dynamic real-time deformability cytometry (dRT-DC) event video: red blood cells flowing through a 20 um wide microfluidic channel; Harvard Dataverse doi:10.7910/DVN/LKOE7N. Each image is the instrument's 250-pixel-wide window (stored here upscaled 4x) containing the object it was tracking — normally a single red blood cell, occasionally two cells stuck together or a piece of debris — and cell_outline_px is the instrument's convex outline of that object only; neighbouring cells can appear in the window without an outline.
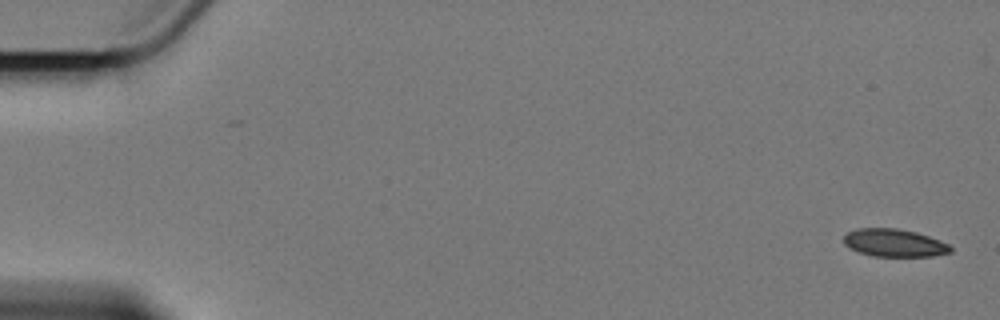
{"species": "Egyptian fruit bat (a non-hibernating species)", "species_latin": "Rousettus aegyptiacus", "temperature_condition": "cold", "stored_images_in_passage": 5, "camera_frame_rate_fps": 3000, "um_per_image_px": 0.085, "animal": {"sex": "female"}, "frame": {"image": 1, "passage_image": 1, "time_ms": 0.0, "image_size_px": [1000, 320], "cell_outline_px": [[952, 252], [932, 256], [872, 256], [860, 252], [844, 244], [844, 236], [848, 232], [856, 228], [896, 228], [916, 232], [940, 240], [948, 244], [952, 248]], "centroid_in_image_um": [76.02, 20.64], "position_along_channel_um": 9.0, "area_um2": 17.17}}
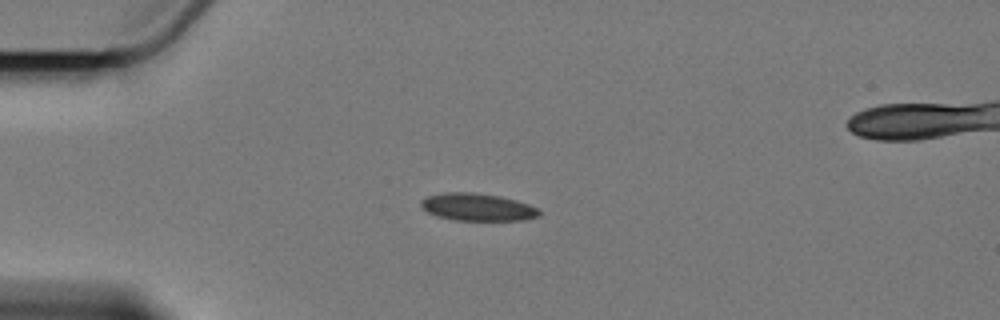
{"frame": {"image": 2, "passage_image": 4, "time_ms": 4.667, "image_size_px": [1000, 320], "cell_outline_px": [[540, 216], [524, 220], [452, 220], [436, 216], [420, 208], [420, 200], [428, 196], [444, 192], [472, 192], [496, 196], [516, 200], [528, 204], [536, 208], [540, 212]], "centroid_in_image_um": [40.53, 17.61], "position_along_channel_um": 44.5, "area_um2": 18.9}}